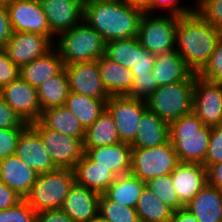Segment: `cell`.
I'll return each instance as SVG.
<instances>
[{"mask_svg": "<svg viewBox=\"0 0 222 222\" xmlns=\"http://www.w3.org/2000/svg\"><path fill=\"white\" fill-rule=\"evenodd\" d=\"M121 0H85L84 21L95 29L106 43L137 37L142 14Z\"/></svg>", "mask_w": 222, "mask_h": 222, "instance_id": "1", "label": "cell"}, {"mask_svg": "<svg viewBox=\"0 0 222 222\" xmlns=\"http://www.w3.org/2000/svg\"><path fill=\"white\" fill-rule=\"evenodd\" d=\"M222 32L212 27L194 9L178 17L175 50L193 73H199L210 60Z\"/></svg>", "mask_w": 222, "mask_h": 222, "instance_id": "2", "label": "cell"}, {"mask_svg": "<svg viewBox=\"0 0 222 222\" xmlns=\"http://www.w3.org/2000/svg\"><path fill=\"white\" fill-rule=\"evenodd\" d=\"M211 127L192 111L169 124L170 142L179 162L203 164L207 154Z\"/></svg>", "mask_w": 222, "mask_h": 222, "instance_id": "3", "label": "cell"}, {"mask_svg": "<svg viewBox=\"0 0 222 222\" xmlns=\"http://www.w3.org/2000/svg\"><path fill=\"white\" fill-rule=\"evenodd\" d=\"M54 47L65 66L100 59L105 55L106 42L95 29L83 21L59 34Z\"/></svg>", "mask_w": 222, "mask_h": 222, "instance_id": "4", "label": "cell"}, {"mask_svg": "<svg viewBox=\"0 0 222 222\" xmlns=\"http://www.w3.org/2000/svg\"><path fill=\"white\" fill-rule=\"evenodd\" d=\"M196 75L192 72L183 81L159 86L146 99L147 108L168 124L192 112Z\"/></svg>", "mask_w": 222, "mask_h": 222, "instance_id": "5", "label": "cell"}, {"mask_svg": "<svg viewBox=\"0 0 222 222\" xmlns=\"http://www.w3.org/2000/svg\"><path fill=\"white\" fill-rule=\"evenodd\" d=\"M75 182L72 169H57L38 174L29 194L24 200L38 213L61 209L69 189Z\"/></svg>", "mask_w": 222, "mask_h": 222, "instance_id": "6", "label": "cell"}, {"mask_svg": "<svg viewBox=\"0 0 222 222\" xmlns=\"http://www.w3.org/2000/svg\"><path fill=\"white\" fill-rule=\"evenodd\" d=\"M179 163L174 146L170 142L151 148H132L131 174L147 182L171 172Z\"/></svg>", "mask_w": 222, "mask_h": 222, "instance_id": "7", "label": "cell"}, {"mask_svg": "<svg viewBox=\"0 0 222 222\" xmlns=\"http://www.w3.org/2000/svg\"><path fill=\"white\" fill-rule=\"evenodd\" d=\"M177 23V16L144 12L137 35L140 45L155 55L175 50Z\"/></svg>", "mask_w": 222, "mask_h": 222, "instance_id": "8", "label": "cell"}, {"mask_svg": "<svg viewBox=\"0 0 222 222\" xmlns=\"http://www.w3.org/2000/svg\"><path fill=\"white\" fill-rule=\"evenodd\" d=\"M41 137L54 165L59 169H74L84 155L83 141L46 128L40 121L29 124Z\"/></svg>", "mask_w": 222, "mask_h": 222, "instance_id": "9", "label": "cell"}, {"mask_svg": "<svg viewBox=\"0 0 222 222\" xmlns=\"http://www.w3.org/2000/svg\"><path fill=\"white\" fill-rule=\"evenodd\" d=\"M146 109V100L130 98L126 95L110 96L106 102V110L115 122L121 142L131 144L134 141L138 124Z\"/></svg>", "mask_w": 222, "mask_h": 222, "instance_id": "10", "label": "cell"}, {"mask_svg": "<svg viewBox=\"0 0 222 222\" xmlns=\"http://www.w3.org/2000/svg\"><path fill=\"white\" fill-rule=\"evenodd\" d=\"M192 111L205 126L222 124V83L208 81L196 75Z\"/></svg>", "mask_w": 222, "mask_h": 222, "instance_id": "11", "label": "cell"}, {"mask_svg": "<svg viewBox=\"0 0 222 222\" xmlns=\"http://www.w3.org/2000/svg\"><path fill=\"white\" fill-rule=\"evenodd\" d=\"M0 97L26 123L39 121L41 106L38 101L37 88L21 77L0 89Z\"/></svg>", "mask_w": 222, "mask_h": 222, "instance_id": "12", "label": "cell"}, {"mask_svg": "<svg viewBox=\"0 0 222 222\" xmlns=\"http://www.w3.org/2000/svg\"><path fill=\"white\" fill-rule=\"evenodd\" d=\"M7 9L13 32L38 33L55 42L39 0H11Z\"/></svg>", "mask_w": 222, "mask_h": 222, "instance_id": "13", "label": "cell"}, {"mask_svg": "<svg viewBox=\"0 0 222 222\" xmlns=\"http://www.w3.org/2000/svg\"><path fill=\"white\" fill-rule=\"evenodd\" d=\"M70 92L100 100H109L100 73L98 61L78 62L64 66Z\"/></svg>", "mask_w": 222, "mask_h": 222, "instance_id": "14", "label": "cell"}, {"mask_svg": "<svg viewBox=\"0 0 222 222\" xmlns=\"http://www.w3.org/2000/svg\"><path fill=\"white\" fill-rule=\"evenodd\" d=\"M54 47L47 36L30 32H13L4 50L8 58L19 68L45 55Z\"/></svg>", "mask_w": 222, "mask_h": 222, "instance_id": "15", "label": "cell"}, {"mask_svg": "<svg viewBox=\"0 0 222 222\" xmlns=\"http://www.w3.org/2000/svg\"><path fill=\"white\" fill-rule=\"evenodd\" d=\"M54 37L84 21L85 0H39Z\"/></svg>", "mask_w": 222, "mask_h": 222, "instance_id": "16", "label": "cell"}, {"mask_svg": "<svg viewBox=\"0 0 222 222\" xmlns=\"http://www.w3.org/2000/svg\"><path fill=\"white\" fill-rule=\"evenodd\" d=\"M15 155L39 174L58 169L44 147L40 135L30 125L21 132Z\"/></svg>", "mask_w": 222, "mask_h": 222, "instance_id": "17", "label": "cell"}, {"mask_svg": "<svg viewBox=\"0 0 222 222\" xmlns=\"http://www.w3.org/2000/svg\"><path fill=\"white\" fill-rule=\"evenodd\" d=\"M171 179L179 201L186 206L207 184V170L200 163L179 162Z\"/></svg>", "mask_w": 222, "mask_h": 222, "instance_id": "18", "label": "cell"}, {"mask_svg": "<svg viewBox=\"0 0 222 222\" xmlns=\"http://www.w3.org/2000/svg\"><path fill=\"white\" fill-rule=\"evenodd\" d=\"M99 193L74 182L61 210L74 222H90L98 217Z\"/></svg>", "mask_w": 222, "mask_h": 222, "instance_id": "19", "label": "cell"}, {"mask_svg": "<svg viewBox=\"0 0 222 222\" xmlns=\"http://www.w3.org/2000/svg\"><path fill=\"white\" fill-rule=\"evenodd\" d=\"M38 174L16 155L0 160V180L23 199L29 194Z\"/></svg>", "mask_w": 222, "mask_h": 222, "instance_id": "20", "label": "cell"}, {"mask_svg": "<svg viewBox=\"0 0 222 222\" xmlns=\"http://www.w3.org/2000/svg\"><path fill=\"white\" fill-rule=\"evenodd\" d=\"M85 154L98 166L109 169L116 177L131 172L132 147L127 143L90 148Z\"/></svg>", "mask_w": 222, "mask_h": 222, "instance_id": "21", "label": "cell"}, {"mask_svg": "<svg viewBox=\"0 0 222 222\" xmlns=\"http://www.w3.org/2000/svg\"><path fill=\"white\" fill-rule=\"evenodd\" d=\"M138 132L132 148H151L167 143L170 140L169 124L148 108L143 112L138 124Z\"/></svg>", "mask_w": 222, "mask_h": 222, "instance_id": "22", "label": "cell"}, {"mask_svg": "<svg viewBox=\"0 0 222 222\" xmlns=\"http://www.w3.org/2000/svg\"><path fill=\"white\" fill-rule=\"evenodd\" d=\"M97 61L103 86L109 96L127 95L134 80L131 69L114 62L106 55Z\"/></svg>", "mask_w": 222, "mask_h": 222, "instance_id": "23", "label": "cell"}, {"mask_svg": "<svg viewBox=\"0 0 222 222\" xmlns=\"http://www.w3.org/2000/svg\"><path fill=\"white\" fill-rule=\"evenodd\" d=\"M185 208L198 222H222V190L206 184Z\"/></svg>", "mask_w": 222, "mask_h": 222, "instance_id": "24", "label": "cell"}, {"mask_svg": "<svg viewBox=\"0 0 222 222\" xmlns=\"http://www.w3.org/2000/svg\"><path fill=\"white\" fill-rule=\"evenodd\" d=\"M157 86L169 85L185 80L192 71L176 50L156 54L154 67L151 70Z\"/></svg>", "mask_w": 222, "mask_h": 222, "instance_id": "25", "label": "cell"}, {"mask_svg": "<svg viewBox=\"0 0 222 222\" xmlns=\"http://www.w3.org/2000/svg\"><path fill=\"white\" fill-rule=\"evenodd\" d=\"M63 67L61 56L53 47L45 55L22 66L19 77L38 89L42 83L55 76Z\"/></svg>", "mask_w": 222, "mask_h": 222, "instance_id": "26", "label": "cell"}, {"mask_svg": "<svg viewBox=\"0 0 222 222\" xmlns=\"http://www.w3.org/2000/svg\"><path fill=\"white\" fill-rule=\"evenodd\" d=\"M73 171L76 183L99 194H103L116 178L109 169L98 166L85 153Z\"/></svg>", "mask_w": 222, "mask_h": 222, "instance_id": "27", "label": "cell"}, {"mask_svg": "<svg viewBox=\"0 0 222 222\" xmlns=\"http://www.w3.org/2000/svg\"><path fill=\"white\" fill-rule=\"evenodd\" d=\"M39 121L48 129L59 131L70 137L79 138L82 141L84 140V127L65 106L42 110Z\"/></svg>", "mask_w": 222, "mask_h": 222, "instance_id": "28", "label": "cell"}, {"mask_svg": "<svg viewBox=\"0 0 222 222\" xmlns=\"http://www.w3.org/2000/svg\"><path fill=\"white\" fill-rule=\"evenodd\" d=\"M146 183L131 173L117 176L103 193L109 200L135 208Z\"/></svg>", "mask_w": 222, "mask_h": 222, "instance_id": "29", "label": "cell"}, {"mask_svg": "<svg viewBox=\"0 0 222 222\" xmlns=\"http://www.w3.org/2000/svg\"><path fill=\"white\" fill-rule=\"evenodd\" d=\"M107 101L69 92L64 106L72 112L86 130L106 110Z\"/></svg>", "mask_w": 222, "mask_h": 222, "instance_id": "30", "label": "cell"}, {"mask_svg": "<svg viewBox=\"0 0 222 222\" xmlns=\"http://www.w3.org/2000/svg\"><path fill=\"white\" fill-rule=\"evenodd\" d=\"M115 122L107 110L85 130L84 152L90 148L109 146L120 143Z\"/></svg>", "mask_w": 222, "mask_h": 222, "instance_id": "31", "label": "cell"}, {"mask_svg": "<svg viewBox=\"0 0 222 222\" xmlns=\"http://www.w3.org/2000/svg\"><path fill=\"white\" fill-rule=\"evenodd\" d=\"M37 92L41 111L46 108L64 106L70 92L64 67L55 76L42 83Z\"/></svg>", "mask_w": 222, "mask_h": 222, "instance_id": "32", "label": "cell"}, {"mask_svg": "<svg viewBox=\"0 0 222 222\" xmlns=\"http://www.w3.org/2000/svg\"><path fill=\"white\" fill-rule=\"evenodd\" d=\"M135 208L140 222H168L173 214V210L146 186Z\"/></svg>", "mask_w": 222, "mask_h": 222, "instance_id": "33", "label": "cell"}, {"mask_svg": "<svg viewBox=\"0 0 222 222\" xmlns=\"http://www.w3.org/2000/svg\"><path fill=\"white\" fill-rule=\"evenodd\" d=\"M137 52H139V40L137 37L113 40L106 43L105 55L129 69L136 65Z\"/></svg>", "mask_w": 222, "mask_h": 222, "instance_id": "34", "label": "cell"}, {"mask_svg": "<svg viewBox=\"0 0 222 222\" xmlns=\"http://www.w3.org/2000/svg\"><path fill=\"white\" fill-rule=\"evenodd\" d=\"M98 216L106 222H140L136 208L128 207L100 195Z\"/></svg>", "mask_w": 222, "mask_h": 222, "instance_id": "35", "label": "cell"}, {"mask_svg": "<svg viewBox=\"0 0 222 222\" xmlns=\"http://www.w3.org/2000/svg\"><path fill=\"white\" fill-rule=\"evenodd\" d=\"M146 187L153 191V193L173 211L185 207L179 201L171 179V174L148 180L146 182Z\"/></svg>", "mask_w": 222, "mask_h": 222, "instance_id": "36", "label": "cell"}, {"mask_svg": "<svg viewBox=\"0 0 222 222\" xmlns=\"http://www.w3.org/2000/svg\"><path fill=\"white\" fill-rule=\"evenodd\" d=\"M37 212L23 199L16 206L0 211V222H36Z\"/></svg>", "mask_w": 222, "mask_h": 222, "instance_id": "37", "label": "cell"}, {"mask_svg": "<svg viewBox=\"0 0 222 222\" xmlns=\"http://www.w3.org/2000/svg\"><path fill=\"white\" fill-rule=\"evenodd\" d=\"M197 75L208 81L222 83V35L210 60Z\"/></svg>", "mask_w": 222, "mask_h": 222, "instance_id": "38", "label": "cell"}, {"mask_svg": "<svg viewBox=\"0 0 222 222\" xmlns=\"http://www.w3.org/2000/svg\"><path fill=\"white\" fill-rule=\"evenodd\" d=\"M194 10L212 27L222 32V0H203Z\"/></svg>", "mask_w": 222, "mask_h": 222, "instance_id": "39", "label": "cell"}, {"mask_svg": "<svg viewBox=\"0 0 222 222\" xmlns=\"http://www.w3.org/2000/svg\"><path fill=\"white\" fill-rule=\"evenodd\" d=\"M222 161V124L211 127L210 140L203 165L206 169Z\"/></svg>", "mask_w": 222, "mask_h": 222, "instance_id": "40", "label": "cell"}, {"mask_svg": "<svg viewBox=\"0 0 222 222\" xmlns=\"http://www.w3.org/2000/svg\"><path fill=\"white\" fill-rule=\"evenodd\" d=\"M158 88L156 78L150 75L134 77L130 92L126 95L130 98L146 100Z\"/></svg>", "mask_w": 222, "mask_h": 222, "instance_id": "41", "label": "cell"}, {"mask_svg": "<svg viewBox=\"0 0 222 222\" xmlns=\"http://www.w3.org/2000/svg\"><path fill=\"white\" fill-rule=\"evenodd\" d=\"M161 11L164 9L167 11L169 15H174L177 17L185 16L189 14L194 8L192 6L189 7L180 4V0H151L150 8L146 11L149 14H157L159 12L157 9Z\"/></svg>", "mask_w": 222, "mask_h": 222, "instance_id": "42", "label": "cell"}, {"mask_svg": "<svg viewBox=\"0 0 222 222\" xmlns=\"http://www.w3.org/2000/svg\"><path fill=\"white\" fill-rule=\"evenodd\" d=\"M24 129L25 128L0 129V160L15 155L19 136Z\"/></svg>", "mask_w": 222, "mask_h": 222, "instance_id": "43", "label": "cell"}, {"mask_svg": "<svg viewBox=\"0 0 222 222\" xmlns=\"http://www.w3.org/2000/svg\"><path fill=\"white\" fill-rule=\"evenodd\" d=\"M20 75V68L7 56L4 49H0V89L16 80Z\"/></svg>", "mask_w": 222, "mask_h": 222, "instance_id": "44", "label": "cell"}, {"mask_svg": "<svg viewBox=\"0 0 222 222\" xmlns=\"http://www.w3.org/2000/svg\"><path fill=\"white\" fill-rule=\"evenodd\" d=\"M155 59L156 55L143 48L139 42V52H137L136 65L131 69L133 78L137 76L150 75L151 70L154 67Z\"/></svg>", "mask_w": 222, "mask_h": 222, "instance_id": "45", "label": "cell"}, {"mask_svg": "<svg viewBox=\"0 0 222 222\" xmlns=\"http://www.w3.org/2000/svg\"><path fill=\"white\" fill-rule=\"evenodd\" d=\"M28 125L0 97V129L26 128Z\"/></svg>", "mask_w": 222, "mask_h": 222, "instance_id": "46", "label": "cell"}, {"mask_svg": "<svg viewBox=\"0 0 222 222\" xmlns=\"http://www.w3.org/2000/svg\"><path fill=\"white\" fill-rule=\"evenodd\" d=\"M23 198L0 180V211L16 206Z\"/></svg>", "mask_w": 222, "mask_h": 222, "instance_id": "47", "label": "cell"}, {"mask_svg": "<svg viewBox=\"0 0 222 222\" xmlns=\"http://www.w3.org/2000/svg\"><path fill=\"white\" fill-rule=\"evenodd\" d=\"M13 30L10 23L7 7H0V49H4L6 43L12 37Z\"/></svg>", "mask_w": 222, "mask_h": 222, "instance_id": "48", "label": "cell"}, {"mask_svg": "<svg viewBox=\"0 0 222 222\" xmlns=\"http://www.w3.org/2000/svg\"><path fill=\"white\" fill-rule=\"evenodd\" d=\"M36 222H74L65 212L59 210H45L36 214Z\"/></svg>", "mask_w": 222, "mask_h": 222, "instance_id": "49", "label": "cell"}, {"mask_svg": "<svg viewBox=\"0 0 222 222\" xmlns=\"http://www.w3.org/2000/svg\"><path fill=\"white\" fill-rule=\"evenodd\" d=\"M207 184L222 190V161L207 169Z\"/></svg>", "mask_w": 222, "mask_h": 222, "instance_id": "50", "label": "cell"}, {"mask_svg": "<svg viewBox=\"0 0 222 222\" xmlns=\"http://www.w3.org/2000/svg\"><path fill=\"white\" fill-rule=\"evenodd\" d=\"M170 222H198V220L193 213L183 207L173 211Z\"/></svg>", "mask_w": 222, "mask_h": 222, "instance_id": "51", "label": "cell"}, {"mask_svg": "<svg viewBox=\"0 0 222 222\" xmlns=\"http://www.w3.org/2000/svg\"><path fill=\"white\" fill-rule=\"evenodd\" d=\"M127 5L138 8L143 12H146L150 8L151 0H121Z\"/></svg>", "mask_w": 222, "mask_h": 222, "instance_id": "52", "label": "cell"}, {"mask_svg": "<svg viewBox=\"0 0 222 222\" xmlns=\"http://www.w3.org/2000/svg\"><path fill=\"white\" fill-rule=\"evenodd\" d=\"M11 0H0V7H7Z\"/></svg>", "mask_w": 222, "mask_h": 222, "instance_id": "53", "label": "cell"}, {"mask_svg": "<svg viewBox=\"0 0 222 222\" xmlns=\"http://www.w3.org/2000/svg\"><path fill=\"white\" fill-rule=\"evenodd\" d=\"M90 222H106L105 220L101 219L99 216L95 219H92Z\"/></svg>", "mask_w": 222, "mask_h": 222, "instance_id": "54", "label": "cell"}, {"mask_svg": "<svg viewBox=\"0 0 222 222\" xmlns=\"http://www.w3.org/2000/svg\"><path fill=\"white\" fill-rule=\"evenodd\" d=\"M196 2H195V5H193V8L195 7V6H197L198 4H200L203 0H195Z\"/></svg>", "mask_w": 222, "mask_h": 222, "instance_id": "55", "label": "cell"}]
</instances>
